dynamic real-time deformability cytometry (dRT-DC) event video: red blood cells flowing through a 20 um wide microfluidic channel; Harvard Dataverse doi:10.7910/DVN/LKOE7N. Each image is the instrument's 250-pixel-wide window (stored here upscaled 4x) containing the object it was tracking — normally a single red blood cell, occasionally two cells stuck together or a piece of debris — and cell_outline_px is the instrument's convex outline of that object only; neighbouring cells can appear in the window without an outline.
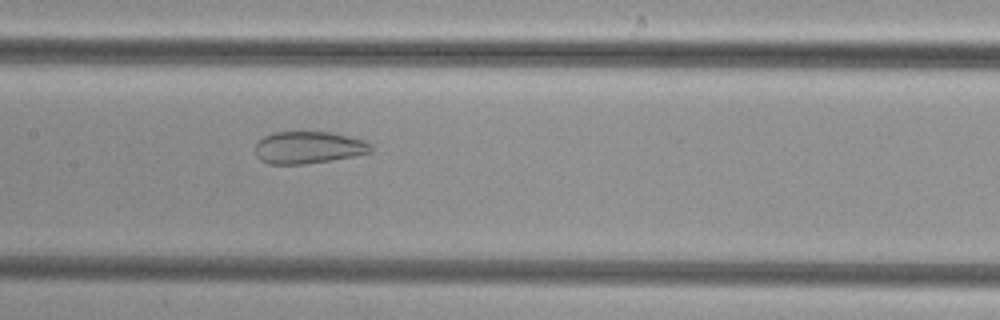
{"species": "common noctule bat (a hibernating species)", "species_latin": "Nyctalus noctula", "temperature_condition": "cold", "stored_images_in_passage": 38, "camera_frame_rate_fps": 3000, "um_per_image_px": 0.085, "animal": {"sex": "female", "body_mass_g": 29.2, "forearm_length_mm": 56.3}, "frame": {"image": 1, "passage_image": 12, "time_ms": 3.667, "image_size_px": [1000, 320], "cell_outline_px": [[372, 152], [352, 156], [304, 164], [268, 164], [260, 160], [256, 156], [256, 144], [264, 136], [276, 132], [332, 132], [364, 140], [372, 144]], "centroid_in_image_um": [26.22, 12.53], "position_along_channel_um": 181.2, "area_um2": 21.56}}
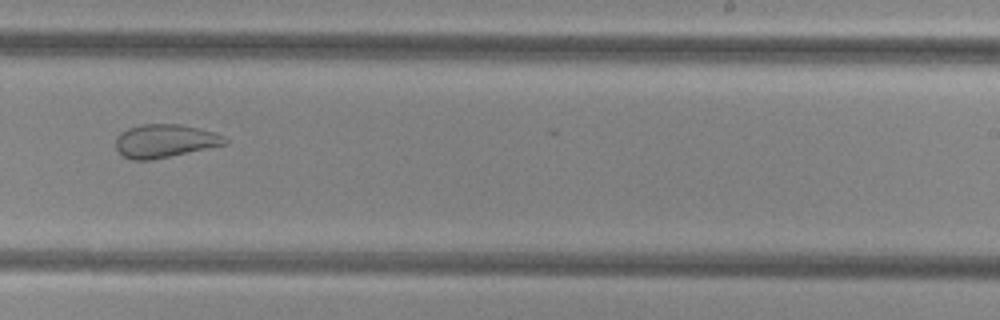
{"frame": {"image": 2, "passage_image": 19, "time_ms": 6.0, "image_size_px": [1000, 320], "cell_outline_px": [[228, 144], [152, 160], [132, 160], [124, 156], [116, 148], [116, 136], [120, 132], [128, 128], [140, 124], [180, 124], [216, 132], [224, 136], [228, 140]], "centroid_in_image_um": [14.03, 11.97], "position_along_channel_um": 275.0, "area_um2": 21.33}}
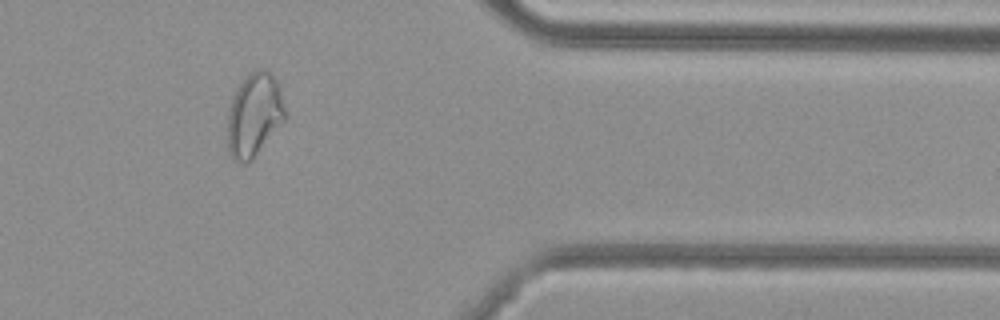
{"frame": {"image": 3, "passage_image": 29, "time_ms": 9.333, "image_size_px": [1000, 320], "cell_outline_px": [[288, 116], [256, 152], [244, 164], [232, 160], [228, 152], [228, 112], [232, 96], [236, 88], [256, 68], [268, 68], [272, 72], [280, 84]], "centroid_in_image_um": [21.63, 9.68], "position_along_channel_um": 389.8, "area_um2": 28.09}}